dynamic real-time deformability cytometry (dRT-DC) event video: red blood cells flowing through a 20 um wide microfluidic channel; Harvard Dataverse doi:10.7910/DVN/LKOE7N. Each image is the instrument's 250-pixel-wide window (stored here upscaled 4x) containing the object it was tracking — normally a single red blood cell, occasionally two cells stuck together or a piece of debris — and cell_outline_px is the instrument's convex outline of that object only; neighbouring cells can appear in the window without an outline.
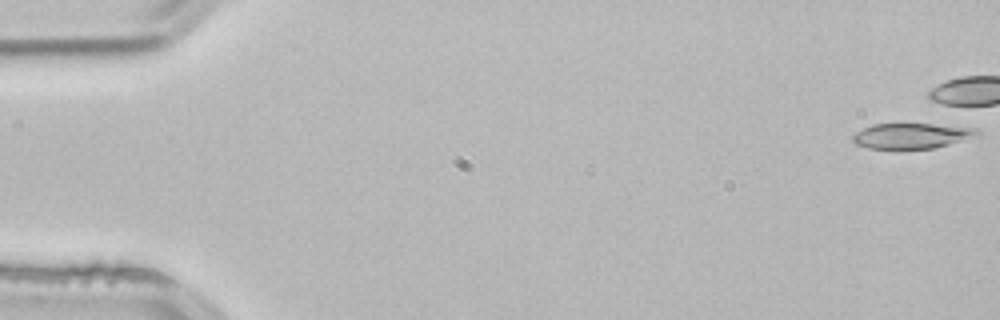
{"species": "common noctule bat (a hibernating species)", "species_latin": "Nyctalus noctula", "temperature_condition": "room temperature", "stored_images_in_passage": 5, "camera_frame_rate_fps": 3000, "um_per_image_px": 0.085, "animal": {"sex": "male", "body_mass_g": 21.5, "forearm_length_mm": 52.0}, "frame": {"image": 1, "passage_image": 1, "time_ms": 0.0, "image_size_px": [1000, 320], "cell_outline_px": [[980, 136], [932, 148], [868, 148], [856, 144], [852, 140], [852, 136], [856, 132], [872, 124], [932, 124], [976, 128], [980, 132]], "centroid_in_image_um": [77.51, 11.53], "position_along_channel_um": 7.5, "area_um2": 18.21}}